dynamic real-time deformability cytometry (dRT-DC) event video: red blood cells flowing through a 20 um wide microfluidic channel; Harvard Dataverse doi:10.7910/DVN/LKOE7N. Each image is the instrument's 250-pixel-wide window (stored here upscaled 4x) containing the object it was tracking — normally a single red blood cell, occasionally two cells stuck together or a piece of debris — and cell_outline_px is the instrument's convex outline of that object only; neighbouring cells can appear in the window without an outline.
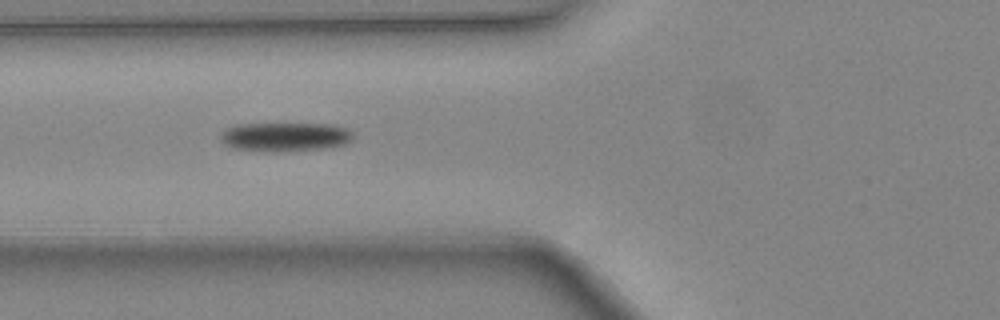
{"species": "common noctule bat (a hibernating species)", "species_latin": "Nyctalus noctula", "temperature_condition": "warm", "stored_images_in_passage": 5, "camera_frame_rate_fps": 3000, "um_per_image_px": 0.085, "animal": {"sex": "female", "body_mass_g": 24.6, "forearm_length_mm": 56.2}, "frame": {"image": 1, "passage_image": 5, "time_ms": 1.333, "image_size_px": [1000, 320], "cell_outline_px": [[352, 140], [344, 144], [324, 148], [276, 152], [268, 152], [232, 148], [224, 144], [220, 140], [220, 136], [228, 128], [236, 124], [336, 124], [348, 128], [352, 132]], "centroid_in_image_um": [24.24, 11.63], "position_along_channel_um": 101.6, "area_um2": 22.48}}